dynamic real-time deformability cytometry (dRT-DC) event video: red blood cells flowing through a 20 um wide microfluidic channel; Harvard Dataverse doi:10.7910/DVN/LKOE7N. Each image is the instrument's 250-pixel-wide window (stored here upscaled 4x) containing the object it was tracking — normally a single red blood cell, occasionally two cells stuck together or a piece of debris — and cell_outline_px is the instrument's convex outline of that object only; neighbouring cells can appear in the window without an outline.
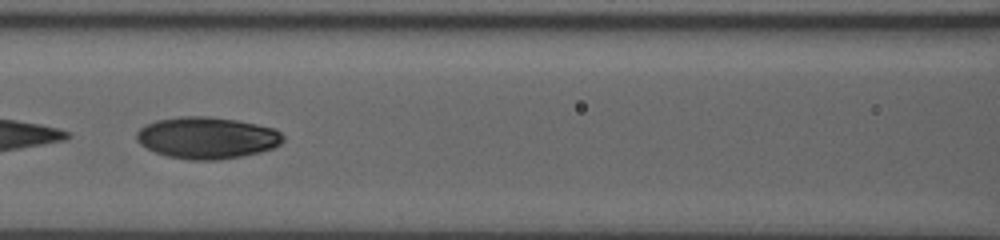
{"species": "human", "species_latin": "Homo sapiens", "temperature_condition": "room temperature", "stored_images_in_passage": 43, "segment_of_instrument_passage": [2, 2], "camera_frame_rate_fps": 3000, "um_per_image_px": 0.085, "donor": {"sex": "male"}, "frame": {"image": 1, "passage_image": 13, "time_ms": 4.0, "image_size_px": [1000, 240], "cell_outline_px": [[284, 140], [280, 144], [272, 148], [260, 152], [240, 156], [216, 160], [188, 160], [168, 156], [156, 152], [140, 144], [136, 140], [136, 132], [144, 124], [156, 120], [180, 116], [208, 116], [236, 120], [276, 128], [284, 136]], "centroid_in_image_um": [17.58, 11.7], "position_along_channel_um": 149.0, "area_um2": 35.72}}
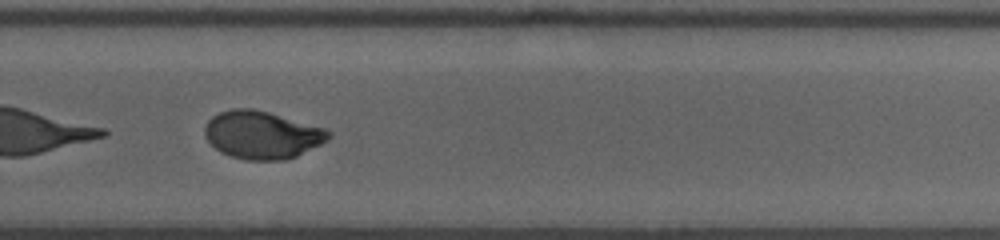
{"frame": {"image": 2, "passage_image": 26, "time_ms": 8.333, "image_size_px": [1000, 240], "cell_outline_px": [[332, 136], [328, 140], [296, 156], [284, 160], [248, 160], [232, 156], [220, 152], [204, 136], [204, 128], [208, 120], [212, 116], [220, 112], [232, 108], [252, 108], [268, 112], [324, 128], [332, 132]], "centroid_in_image_um": [22.26, 11.46], "position_along_channel_um": 307.5, "area_um2": 34.28}}
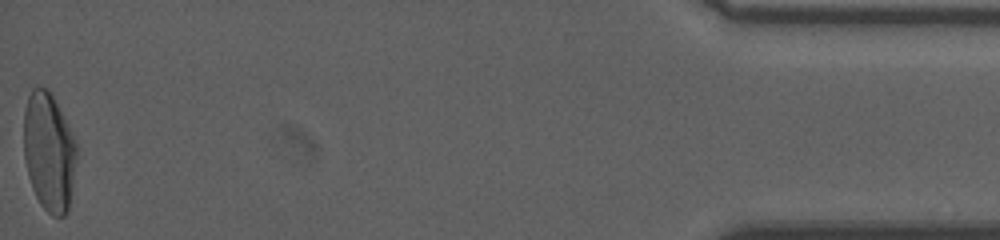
{"frame": {"image": 3, "passage_image": 43, "time_ms": 14.0, "image_size_px": [1000, 240], "cell_outline_px": [[76, 156], [72, 184], [68, 208], [64, 216], [52, 216], [40, 204], [32, 188], [28, 176], [24, 156], [24, 108], [28, 96], [32, 88], [48, 88], [76, 144]], "centroid_in_image_um": [4.12, 12.92], "position_along_channel_um": 431.1, "area_um2": 35.78}}